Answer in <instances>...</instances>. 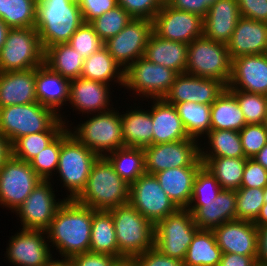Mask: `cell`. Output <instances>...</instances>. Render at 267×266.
<instances>
[{
	"mask_svg": "<svg viewBox=\"0 0 267 266\" xmlns=\"http://www.w3.org/2000/svg\"><path fill=\"white\" fill-rule=\"evenodd\" d=\"M70 82L69 79L52 71L46 64L36 67L35 94L37 102L59 114L66 128L71 125L68 126L69 121L66 122L65 116H61L59 110L65 103L68 104Z\"/></svg>",
	"mask_w": 267,
	"mask_h": 266,
	"instance_id": "603a6c76",
	"label": "cell"
},
{
	"mask_svg": "<svg viewBox=\"0 0 267 266\" xmlns=\"http://www.w3.org/2000/svg\"><path fill=\"white\" fill-rule=\"evenodd\" d=\"M134 108V109H133ZM121 113L124 147L146 148L153 145V123L149 109H135Z\"/></svg>",
	"mask_w": 267,
	"mask_h": 266,
	"instance_id": "4dcf8cb0",
	"label": "cell"
},
{
	"mask_svg": "<svg viewBox=\"0 0 267 266\" xmlns=\"http://www.w3.org/2000/svg\"><path fill=\"white\" fill-rule=\"evenodd\" d=\"M63 266H72L68 260H63Z\"/></svg>",
	"mask_w": 267,
	"mask_h": 266,
	"instance_id": "753ad0ef",
	"label": "cell"
},
{
	"mask_svg": "<svg viewBox=\"0 0 267 266\" xmlns=\"http://www.w3.org/2000/svg\"><path fill=\"white\" fill-rule=\"evenodd\" d=\"M53 189L51 180H42L15 211L17 217L19 215L21 229L46 231L49 228L55 213L66 200L55 199Z\"/></svg>",
	"mask_w": 267,
	"mask_h": 266,
	"instance_id": "2e32d148",
	"label": "cell"
},
{
	"mask_svg": "<svg viewBox=\"0 0 267 266\" xmlns=\"http://www.w3.org/2000/svg\"><path fill=\"white\" fill-rule=\"evenodd\" d=\"M226 88L220 80L181 73L163 99L169 104L194 102L211 105Z\"/></svg>",
	"mask_w": 267,
	"mask_h": 266,
	"instance_id": "d6986e66",
	"label": "cell"
},
{
	"mask_svg": "<svg viewBox=\"0 0 267 266\" xmlns=\"http://www.w3.org/2000/svg\"><path fill=\"white\" fill-rule=\"evenodd\" d=\"M65 128L59 114L38 102L0 108V132L11 145L28 134Z\"/></svg>",
	"mask_w": 267,
	"mask_h": 266,
	"instance_id": "277c9868",
	"label": "cell"
},
{
	"mask_svg": "<svg viewBox=\"0 0 267 266\" xmlns=\"http://www.w3.org/2000/svg\"><path fill=\"white\" fill-rule=\"evenodd\" d=\"M227 47L231 59L267 53V23L240 17Z\"/></svg>",
	"mask_w": 267,
	"mask_h": 266,
	"instance_id": "cb8c5ba5",
	"label": "cell"
},
{
	"mask_svg": "<svg viewBox=\"0 0 267 266\" xmlns=\"http://www.w3.org/2000/svg\"><path fill=\"white\" fill-rule=\"evenodd\" d=\"M115 172L128 184H133L145 172L143 148L122 147L105 156Z\"/></svg>",
	"mask_w": 267,
	"mask_h": 266,
	"instance_id": "f35d334b",
	"label": "cell"
},
{
	"mask_svg": "<svg viewBox=\"0 0 267 266\" xmlns=\"http://www.w3.org/2000/svg\"><path fill=\"white\" fill-rule=\"evenodd\" d=\"M110 90L106 83L78 77L70 82L68 103L82 115L106 112L114 108L109 106Z\"/></svg>",
	"mask_w": 267,
	"mask_h": 266,
	"instance_id": "44dd1931",
	"label": "cell"
},
{
	"mask_svg": "<svg viewBox=\"0 0 267 266\" xmlns=\"http://www.w3.org/2000/svg\"><path fill=\"white\" fill-rule=\"evenodd\" d=\"M109 211L114 220L119 258L136 257L154 247L155 225L129 203Z\"/></svg>",
	"mask_w": 267,
	"mask_h": 266,
	"instance_id": "8992f818",
	"label": "cell"
},
{
	"mask_svg": "<svg viewBox=\"0 0 267 266\" xmlns=\"http://www.w3.org/2000/svg\"><path fill=\"white\" fill-rule=\"evenodd\" d=\"M232 59L227 44L204 36L188 44L185 73L222 81L226 86L231 76Z\"/></svg>",
	"mask_w": 267,
	"mask_h": 266,
	"instance_id": "ba28073f",
	"label": "cell"
},
{
	"mask_svg": "<svg viewBox=\"0 0 267 266\" xmlns=\"http://www.w3.org/2000/svg\"><path fill=\"white\" fill-rule=\"evenodd\" d=\"M217 0H202L210 8Z\"/></svg>",
	"mask_w": 267,
	"mask_h": 266,
	"instance_id": "a7ac6f4b",
	"label": "cell"
},
{
	"mask_svg": "<svg viewBox=\"0 0 267 266\" xmlns=\"http://www.w3.org/2000/svg\"><path fill=\"white\" fill-rule=\"evenodd\" d=\"M38 0H0V18L9 28L35 27Z\"/></svg>",
	"mask_w": 267,
	"mask_h": 266,
	"instance_id": "60d3db41",
	"label": "cell"
},
{
	"mask_svg": "<svg viewBox=\"0 0 267 266\" xmlns=\"http://www.w3.org/2000/svg\"><path fill=\"white\" fill-rule=\"evenodd\" d=\"M203 166L216 178L222 189L241 188L247 158H200Z\"/></svg>",
	"mask_w": 267,
	"mask_h": 266,
	"instance_id": "74e56055",
	"label": "cell"
},
{
	"mask_svg": "<svg viewBox=\"0 0 267 266\" xmlns=\"http://www.w3.org/2000/svg\"><path fill=\"white\" fill-rule=\"evenodd\" d=\"M254 266H267V265H263L257 262Z\"/></svg>",
	"mask_w": 267,
	"mask_h": 266,
	"instance_id": "34e18365",
	"label": "cell"
},
{
	"mask_svg": "<svg viewBox=\"0 0 267 266\" xmlns=\"http://www.w3.org/2000/svg\"><path fill=\"white\" fill-rule=\"evenodd\" d=\"M178 73L170 68L152 63L141 57L124 71L125 89L133 90L136 96L162 99L169 92ZM143 95V96H142ZM150 97V98H149Z\"/></svg>",
	"mask_w": 267,
	"mask_h": 266,
	"instance_id": "8fae6325",
	"label": "cell"
},
{
	"mask_svg": "<svg viewBox=\"0 0 267 266\" xmlns=\"http://www.w3.org/2000/svg\"><path fill=\"white\" fill-rule=\"evenodd\" d=\"M201 167H178L155 173L161 188L179 209H187L191 202L193 182Z\"/></svg>",
	"mask_w": 267,
	"mask_h": 266,
	"instance_id": "f1b7e54d",
	"label": "cell"
},
{
	"mask_svg": "<svg viewBox=\"0 0 267 266\" xmlns=\"http://www.w3.org/2000/svg\"><path fill=\"white\" fill-rule=\"evenodd\" d=\"M258 164L267 170V143L253 158Z\"/></svg>",
	"mask_w": 267,
	"mask_h": 266,
	"instance_id": "6125c7cd",
	"label": "cell"
},
{
	"mask_svg": "<svg viewBox=\"0 0 267 266\" xmlns=\"http://www.w3.org/2000/svg\"><path fill=\"white\" fill-rule=\"evenodd\" d=\"M134 258L138 266H184L182 260L166 256L155 247Z\"/></svg>",
	"mask_w": 267,
	"mask_h": 266,
	"instance_id": "db71d44e",
	"label": "cell"
},
{
	"mask_svg": "<svg viewBox=\"0 0 267 266\" xmlns=\"http://www.w3.org/2000/svg\"><path fill=\"white\" fill-rule=\"evenodd\" d=\"M116 259L115 256L89 251L71 257L68 262L72 266H112Z\"/></svg>",
	"mask_w": 267,
	"mask_h": 266,
	"instance_id": "9f6ffc18",
	"label": "cell"
},
{
	"mask_svg": "<svg viewBox=\"0 0 267 266\" xmlns=\"http://www.w3.org/2000/svg\"><path fill=\"white\" fill-rule=\"evenodd\" d=\"M161 5L168 4L169 0H157Z\"/></svg>",
	"mask_w": 267,
	"mask_h": 266,
	"instance_id": "2644e50d",
	"label": "cell"
},
{
	"mask_svg": "<svg viewBox=\"0 0 267 266\" xmlns=\"http://www.w3.org/2000/svg\"><path fill=\"white\" fill-rule=\"evenodd\" d=\"M44 53L35 27L10 28L0 50V72L39 67L44 64Z\"/></svg>",
	"mask_w": 267,
	"mask_h": 266,
	"instance_id": "9c48e42d",
	"label": "cell"
},
{
	"mask_svg": "<svg viewBox=\"0 0 267 266\" xmlns=\"http://www.w3.org/2000/svg\"><path fill=\"white\" fill-rule=\"evenodd\" d=\"M238 101L246 124H263L267 112V95L229 90Z\"/></svg>",
	"mask_w": 267,
	"mask_h": 266,
	"instance_id": "f6af8a7d",
	"label": "cell"
},
{
	"mask_svg": "<svg viewBox=\"0 0 267 266\" xmlns=\"http://www.w3.org/2000/svg\"><path fill=\"white\" fill-rule=\"evenodd\" d=\"M187 52L188 44L163 39L152 33L145 48L144 58L181 74L186 71Z\"/></svg>",
	"mask_w": 267,
	"mask_h": 266,
	"instance_id": "f546056e",
	"label": "cell"
},
{
	"mask_svg": "<svg viewBox=\"0 0 267 266\" xmlns=\"http://www.w3.org/2000/svg\"><path fill=\"white\" fill-rule=\"evenodd\" d=\"M168 5L175 9L191 12L204 18L209 10L202 0H169Z\"/></svg>",
	"mask_w": 267,
	"mask_h": 266,
	"instance_id": "6f0895ef",
	"label": "cell"
},
{
	"mask_svg": "<svg viewBox=\"0 0 267 266\" xmlns=\"http://www.w3.org/2000/svg\"><path fill=\"white\" fill-rule=\"evenodd\" d=\"M227 89L267 95V53L232 59Z\"/></svg>",
	"mask_w": 267,
	"mask_h": 266,
	"instance_id": "ffe728a7",
	"label": "cell"
},
{
	"mask_svg": "<svg viewBox=\"0 0 267 266\" xmlns=\"http://www.w3.org/2000/svg\"><path fill=\"white\" fill-rule=\"evenodd\" d=\"M90 252L119 258L114 220L110 211L92 209Z\"/></svg>",
	"mask_w": 267,
	"mask_h": 266,
	"instance_id": "d6a6232c",
	"label": "cell"
},
{
	"mask_svg": "<svg viewBox=\"0 0 267 266\" xmlns=\"http://www.w3.org/2000/svg\"><path fill=\"white\" fill-rule=\"evenodd\" d=\"M246 125L235 96L226 88L211 104V129L240 131Z\"/></svg>",
	"mask_w": 267,
	"mask_h": 266,
	"instance_id": "e575fe53",
	"label": "cell"
},
{
	"mask_svg": "<svg viewBox=\"0 0 267 266\" xmlns=\"http://www.w3.org/2000/svg\"><path fill=\"white\" fill-rule=\"evenodd\" d=\"M205 137L208 146L200 147V158H246L239 131L236 130H213L211 129ZM211 147V148H210Z\"/></svg>",
	"mask_w": 267,
	"mask_h": 266,
	"instance_id": "8d00e7d4",
	"label": "cell"
},
{
	"mask_svg": "<svg viewBox=\"0 0 267 266\" xmlns=\"http://www.w3.org/2000/svg\"><path fill=\"white\" fill-rule=\"evenodd\" d=\"M150 114L153 123V144L190 138L174 105L162 99H152Z\"/></svg>",
	"mask_w": 267,
	"mask_h": 266,
	"instance_id": "4316f807",
	"label": "cell"
},
{
	"mask_svg": "<svg viewBox=\"0 0 267 266\" xmlns=\"http://www.w3.org/2000/svg\"><path fill=\"white\" fill-rule=\"evenodd\" d=\"M81 77L108 85L114 80L122 88L124 86V70L105 47L84 59Z\"/></svg>",
	"mask_w": 267,
	"mask_h": 266,
	"instance_id": "1f68e13d",
	"label": "cell"
},
{
	"mask_svg": "<svg viewBox=\"0 0 267 266\" xmlns=\"http://www.w3.org/2000/svg\"><path fill=\"white\" fill-rule=\"evenodd\" d=\"M257 227V262L267 265V225Z\"/></svg>",
	"mask_w": 267,
	"mask_h": 266,
	"instance_id": "91938a15",
	"label": "cell"
},
{
	"mask_svg": "<svg viewBox=\"0 0 267 266\" xmlns=\"http://www.w3.org/2000/svg\"><path fill=\"white\" fill-rule=\"evenodd\" d=\"M47 266H63V260L61 259H54L49 265Z\"/></svg>",
	"mask_w": 267,
	"mask_h": 266,
	"instance_id": "003e7915",
	"label": "cell"
},
{
	"mask_svg": "<svg viewBox=\"0 0 267 266\" xmlns=\"http://www.w3.org/2000/svg\"><path fill=\"white\" fill-rule=\"evenodd\" d=\"M11 156V144L0 132V169Z\"/></svg>",
	"mask_w": 267,
	"mask_h": 266,
	"instance_id": "94428289",
	"label": "cell"
},
{
	"mask_svg": "<svg viewBox=\"0 0 267 266\" xmlns=\"http://www.w3.org/2000/svg\"><path fill=\"white\" fill-rule=\"evenodd\" d=\"M9 29L10 28L6 25V23L0 18V50L4 46Z\"/></svg>",
	"mask_w": 267,
	"mask_h": 266,
	"instance_id": "03108f58",
	"label": "cell"
},
{
	"mask_svg": "<svg viewBox=\"0 0 267 266\" xmlns=\"http://www.w3.org/2000/svg\"><path fill=\"white\" fill-rule=\"evenodd\" d=\"M222 188L216 178L202 166L196 173L193 182L191 202L187 210L192 214L204 202L215 200Z\"/></svg>",
	"mask_w": 267,
	"mask_h": 266,
	"instance_id": "7bdbcfd3",
	"label": "cell"
},
{
	"mask_svg": "<svg viewBox=\"0 0 267 266\" xmlns=\"http://www.w3.org/2000/svg\"><path fill=\"white\" fill-rule=\"evenodd\" d=\"M36 68L0 72V108L37 102Z\"/></svg>",
	"mask_w": 267,
	"mask_h": 266,
	"instance_id": "484cf974",
	"label": "cell"
},
{
	"mask_svg": "<svg viewBox=\"0 0 267 266\" xmlns=\"http://www.w3.org/2000/svg\"><path fill=\"white\" fill-rule=\"evenodd\" d=\"M264 191V203L267 204V186L263 189Z\"/></svg>",
	"mask_w": 267,
	"mask_h": 266,
	"instance_id": "89a4df30",
	"label": "cell"
},
{
	"mask_svg": "<svg viewBox=\"0 0 267 266\" xmlns=\"http://www.w3.org/2000/svg\"><path fill=\"white\" fill-rule=\"evenodd\" d=\"M239 134L247 159H253L267 143V130L264 124H246Z\"/></svg>",
	"mask_w": 267,
	"mask_h": 266,
	"instance_id": "681fc988",
	"label": "cell"
},
{
	"mask_svg": "<svg viewBox=\"0 0 267 266\" xmlns=\"http://www.w3.org/2000/svg\"><path fill=\"white\" fill-rule=\"evenodd\" d=\"M240 16L267 23V0H237Z\"/></svg>",
	"mask_w": 267,
	"mask_h": 266,
	"instance_id": "11a10c76",
	"label": "cell"
},
{
	"mask_svg": "<svg viewBox=\"0 0 267 266\" xmlns=\"http://www.w3.org/2000/svg\"><path fill=\"white\" fill-rule=\"evenodd\" d=\"M153 22V33L163 39L189 44L203 36V18L195 13L162 5Z\"/></svg>",
	"mask_w": 267,
	"mask_h": 266,
	"instance_id": "e0dca14e",
	"label": "cell"
},
{
	"mask_svg": "<svg viewBox=\"0 0 267 266\" xmlns=\"http://www.w3.org/2000/svg\"><path fill=\"white\" fill-rule=\"evenodd\" d=\"M198 230L192 214L187 209H178L155 224L154 247L166 256L183 261Z\"/></svg>",
	"mask_w": 267,
	"mask_h": 266,
	"instance_id": "30bf717a",
	"label": "cell"
},
{
	"mask_svg": "<svg viewBox=\"0 0 267 266\" xmlns=\"http://www.w3.org/2000/svg\"><path fill=\"white\" fill-rule=\"evenodd\" d=\"M128 185L105 156L93 163L85 189L75 199L93 210L109 211L129 202Z\"/></svg>",
	"mask_w": 267,
	"mask_h": 266,
	"instance_id": "7a4b0ae2",
	"label": "cell"
},
{
	"mask_svg": "<svg viewBox=\"0 0 267 266\" xmlns=\"http://www.w3.org/2000/svg\"><path fill=\"white\" fill-rule=\"evenodd\" d=\"M263 124H264L265 129L267 130V112H266L265 120Z\"/></svg>",
	"mask_w": 267,
	"mask_h": 266,
	"instance_id": "8c879c8a",
	"label": "cell"
},
{
	"mask_svg": "<svg viewBox=\"0 0 267 266\" xmlns=\"http://www.w3.org/2000/svg\"><path fill=\"white\" fill-rule=\"evenodd\" d=\"M152 33V20L133 18L116 36L104 42V47L125 71L137 59L144 57Z\"/></svg>",
	"mask_w": 267,
	"mask_h": 266,
	"instance_id": "9a60e30c",
	"label": "cell"
},
{
	"mask_svg": "<svg viewBox=\"0 0 267 266\" xmlns=\"http://www.w3.org/2000/svg\"><path fill=\"white\" fill-rule=\"evenodd\" d=\"M44 230H23L10 237L6 259L14 266H47L53 258ZM46 238V239H45Z\"/></svg>",
	"mask_w": 267,
	"mask_h": 266,
	"instance_id": "ac0fdd59",
	"label": "cell"
},
{
	"mask_svg": "<svg viewBox=\"0 0 267 266\" xmlns=\"http://www.w3.org/2000/svg\"><path fill=\"white\" fill-rule=\"evenodd\" d=\"M63 130H47L18 138L12 145V156L30 162L47 147Z\"/></svg>",
	"mask_w": 267,
	"mask_h": 266,
	"instance_id": "b9f144b4",
	"label": "cell"
},
{
	"mask_svg": "<svg viewBox=\"0 0 267 266\" xmlns=\"http://www.w3.org/2000/svg\"><path fill=\"white\" fill-rule=\"evenodd\" d=\"M83 63V57L69 43L48 47L44 53V64L70 81L81 77Z\"/></svg>",
	"mask_w": 267,
	"mask_h": 266,
	"instance_id": "836d02e7",
	"label": "cell"
},
{
	"mask_svg": "<svg viewBox=\"0 0 267 266\" xmlns=\"http://www.w3.org/2000/svg\"><path fill=\"white\" fill-rule=\"evenodd\" d=\"M41 181L29 162L11 156L0 169V205L15 212Z\"/></svg>",
	"mask_w": 267,
	"mask_h": 266,
	"instance_id": "4fadbf2b",
	"label": "cell"
},
{
	"mask_svg": "<svg viewBox=\"0 0 267 266\" xmlns=\"http://www.w3.org/2000/svg\"><path fill=\"white\" fill-rule=\"evenodd\" d=\"M112 266H138L134 257L117 258Z\"/></svg>",
	"mask_w": 267,
	"mask_h": 266,
	"instance_id": "be15d7a7",
	"label": "cell"
},
{
	"mask_svg": "<svg viewBox=\"0 0 267 266\" xmlns=\"http://www.w3.org/2000/svg\"><path fill=\"white\" fill-rule=\"evenodd\" d=\"M61 150V133L35 156L29 164L42 180H51L56 172Z\"/></svg>",
	"mask_w": 267,
	"mask_h": 266,
	"instance_id": "7dc6e473",
	"label": "cell"
},
{
	"mask_svg": "<svg viewBox=\"0 0 267 266\" xmlns=\"http://www.w3.org/2000/svg\"><path fill=\"white\" fill-rule=\"evenodd\" d=\"M236 191L222 189L215 200L204 202L193 213L200 230H213L225 222L236 220Z\"/></svg>",
	"mask_w": 267,
	"mask_h": 266,
	"instance_id": "83f0119b",
	"label": "cell"
},
{
	"mask_svg": "<svg viewBox=\"0 0 267 266\" xmlns=\"http://www.w3.org/2000/svg\"><path fill=\"white\" fill-rule=\"evenodd\" d=\"M78 6L84 23H90L95 18L117 6V0H80Z\"/></svg>",
	"mask_w": 267,
	"mask_h": 266,
	"instance_id": "f5cc1de1",
	"label": "cell"
},
{
	"mask_svg": "<svg viewBox=\"0 0 267 266\" xmlns=\"http://www.w3.org/2000/svg\"><path fill=\"white\" fill-rule=\"evenodd\" d=\"M128 203L154 225L179 209L163 191L155 175L147 173L130 185Z\"/></svg>",
	"mask_w": 267,
	"mask_h": 266,
	"instance_id": "5bb4252c",
	"label": "cell"
},
{
	"mask_svg": "<svg viewBox=\"0 0 267 266\" xmlns=\"http://www.w3.org/2000/svg\"><path fill=\"white\" fill-rule=\"evenodd\" d=\"M71 1L78 3L80 0H71Z\"/></svg>",
	"mask_w": 267,
	"mask_h": 266,
	"instance_id": "11e5206c",
	"label": "cell"
},
{
	"mask_svg": "<svg viewBox=\"0 0 267 266\" xmlns=\"http://www.w3.org/2000/svg\"><path fill=\"white\" fill-rule=\"evenodd\" d=\"M84 23L78 3L71 0H38L35 29L44 51L53 45L68 43Z\"/></svg>",
	"mask_w": 267,
	"mask_h": 266,
	"instance_id": "3957f363",
	"label": "cell"
},
{
	"mask_svg": "<svg viewBox=\"0 0 267 266\" xmlns=\"http://www.w3.org/2000/svg\"><path fill=\"white\" fill-rule=\"evenodd\" d=\"M133 18L153 20L162 5L157 0H117Z\"/></svg>",
	"mask_w": 267,
	"mask_h": 266,
	"instance_id": "f907efd6",
	"label": "cell"
},
{
	"mask_svg": "<svg viewBox=\"0 0 267 266\" xmlns=\"http://www.w3.org/2000/svg\"><path fill=\"white\" fill-rule=\"evenodd\" d=\"M172 105L175 106L190 138L201 140L211 130V105L194 102H182Z\"/></svg>",
	"mask_w": 267,
	"mask_h": 266,
	"instance_id": "ab89813d",
	"label": "cell"
},
{
	"mask_svg": "<svg viewBox=\"0 0 267 266\" xmlns=\"http://www.w3.org/2000/svg\"><path fill=\"white\" fill-rule=\"evenodd\" d=\"M212 231L222 253L257 255V227L252 221L232 220Z\"/></svg>",
	"mask_w": 267,
	"mask_h": 266,
	"instance_id": "7402d4cb",
	"label": "cell"
},
{
	"mask_svg": "<svg viewBox=\"0 0 267 266\" xmlns=\"http://www.w3.org/2000/svg\"><path fill=\"white\" fill-rule=\"evenodd\" d=\"M222 251L212 230H198L190 243L184 266H218Z\"/></svg>",
	"mask_w": 267,
	"mask_h": 266,
	"instance_id": "d590c367",
	"label": "cell"
},
{
	"mask_svg": "<svg viewBox=\"0 0 267 266\" xmlns=\"http://www.w3.org/2000/svg\"><path fill=\"white\" fill-rule=\"evenodd\" d=\"M256 263L257 255L222 253L218 266H254Z\"/></svg>",
	"mask_w": 267,
	"mask_h": 266,
	"instance_id": "680465c9",
	"label": "cell"
},
{
	"mask_svg": "<svg viewBox=\"0 0 267 266\" xmlns=\"http://www.w3.org/2000/svg\"><path fill=\"white\" fill-rule=\"evenodd\" d=\"M267 186V170L253 159H247L241 187L264 189Z\"/></svg>",
	"mask_w": 267,
	"mask_h": 266,
	"instance_id": "816d5d0a",
	"label": "cell"
},
{
	"mask_svg": "<svg viewBox=\"0 0 267 266\" xmlns=\"http://www.w3.org/2000/svg\"><path fill=\"white\" fill-rule=\"evenodd\" d=\"M133 17L120 5L115 6L108 12L90 22L97 35L106 42L116 36Z\"/></svg>",
	"mask_w": 267,
	"mask_h": 266,
	"instance_id": "ee69618b",
	"label": "cell"
},
{
	"mask_svg": "<svg viewBox=\"0 0 267 266\" xmlns=\"http://www.w3.org/2000/svg\"><path fill=\"white\" fill-rule=\"evenodd\" d=\"M240 17L237 0H217L203 18V36L227 44Z\"/></svg>",
	"mask_w": 267,
	"mask_h": 266,
	"instance_id": "d4e9b609",
	"label": "cell"
},
{
	"mask_svg": "<svg viewBox=\"0 0 267 266\" xmlns=\"http://www.w3.org/2000/svg\"><path fill=\"white\" fill-rule=\"evenodd\" d=\"M236 191V220L254 222L264 203V191L260 188L241 187Z\"/></svg>",
	"mask_w": 267,
	"mask_h": 266,
	"instance_id": "bcb514c9",
	"label": "cell"
},
{
	"mask_svg": "<svg viewBox=\"0 0 267 266\" xmlns=\"http://www.w3.org/2000/svg\"><path fill=\"white\" fill-rule=\"evenodd\" d=\"M98 157L80 143L69 128L61 132V150L56 172L59 173L60 183L69 192L66 199L75 200L85 189L92 165Z\"/></svg>",
	"mask_w": 267,
	"mask_h": 266,
	"instance_id": "5b68a950",
	"label": "cell"
},
{
	"mask_svg": "<svg viewBox=\"0 0 267 266\" xmlns=\"http://www.w3.org/2000/svg\"><path fill=\"white\" fill-rule=\"evenodd\" d=\"M73 49L86 59L104 47V41L97 35L90 23H83L68 42Z\"/></svg>",
	"mask_w": 267,
	"mask_h": 266,
	"instance_id": "c3c4849f",
	"label": "cell"
},
{
	"mask_svg": "<svg viewBox=\"0 0 267 266\" xmlns=\"http://www.w3.org/2000/svg\"><path fill=\"white\" fill-rule=\"evenodd\" d=\"M115 109L87 115L89 119L84 123L82 121L74 129L69 127L70 133L101 157L124 147L121 113Z\"/></svg>",
	"mask_w": 267,
	"mask_h": 266,
	"instance_id": "52a82bcc",
	"label": "cell"
},
{
	"mask_svg": "<svg viewBox=\"0 0 267 266\" xmlns=\"http://www.w3.org/2000/svg\"><path fill=\"white\" fill-rule=\"evenodd\" d=\"M194 138L153 144L144 148L145 172L155 173L178 167H202L200 147L203 146ZM200 144V145H199Z\"/></svg>",
	"mask_w": 267,
	"mask_h": 266,
	"instance_id": "7c38bea8",
	"label": "cell"
},
{
	"mask_svg": "<svg viewBox=\"0 0 267 266\" xmlns=\"http://www.w3.org/2000/svg\"><path fill=\"white\" fill-rule=\"evenodd\" d=\"M256 226L267 225V204H264L257 219L253 222Z\"/></svg>",
	"mask_w": 267,
	"mask_h": 266,
	"instance_id": "e7e4bbea",
	"label": "cell"
},
{
	"mask_svg": "<svg viewBox=\"0 0 267 266\" xmlns=\"http://www.w3.org/2000/svg\"><path fill=\"white\" fill-rule=\"evenodd\" d=\"M92 209L66 199L46 230L49 243L58 250L61 260L90 251ZM64 257V258H63Z\"/></svg>",
	"mask_w": 267,
	"mask_h": 266,
	"instance_id": "6da1fadb",
	"label": "cell"
}]
</instances>
